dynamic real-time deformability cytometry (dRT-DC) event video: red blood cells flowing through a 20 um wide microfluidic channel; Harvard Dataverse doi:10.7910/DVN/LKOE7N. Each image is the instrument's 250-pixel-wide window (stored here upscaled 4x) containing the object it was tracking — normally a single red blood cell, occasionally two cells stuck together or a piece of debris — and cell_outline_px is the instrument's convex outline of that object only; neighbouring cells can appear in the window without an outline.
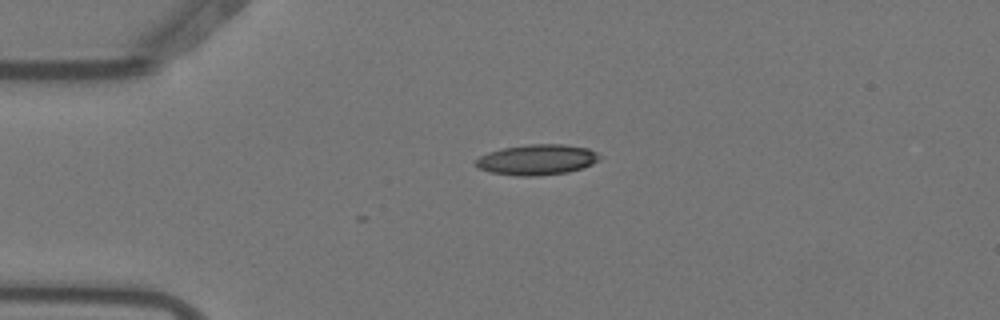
{"species": "Egyptian fruit bat (a non-hibernating species)", "species_latin": "Rousettus aegyptiacus", "temperature_condition": "warm", "stored_images_in_passage": 2, "camera_frame_rate_fps": 3000, "um_per_image_px": 0.085, "animal": {"sex": "female"}, "frame": {"image": 1, "passage_image": 1, "time_ms": 0.0, "image_size_px": [1000, 320], "cell_outline_px": [[600, 160], [592, 164], [568, 172], [536, 176], [516, 176], [492, 172], [476, 168], [476, 160], [480, 156], [488, 152], [504, 148], [528, 144], [564, 144], [588, 148], [596, 152], [600, 156]], "centroid_in_image_um": [45.64, 13.57], "position_along_channel_um": 39.4, "area_um2": 21.96}}